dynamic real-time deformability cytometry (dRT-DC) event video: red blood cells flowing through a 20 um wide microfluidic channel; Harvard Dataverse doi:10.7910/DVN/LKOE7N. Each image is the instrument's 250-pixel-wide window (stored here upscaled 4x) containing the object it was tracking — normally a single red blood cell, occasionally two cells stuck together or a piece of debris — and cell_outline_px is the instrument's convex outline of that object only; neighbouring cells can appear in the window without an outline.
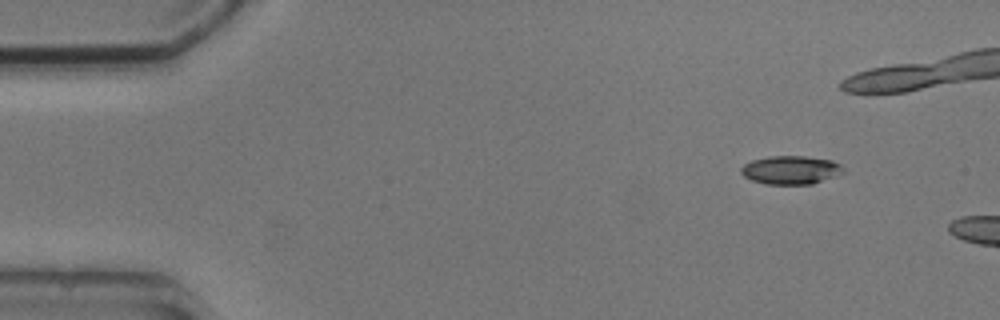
{"species": "common noctule bat (a hibernating species)", "species_latin": "Nyctalus noctula", "temperature_condition": "cold", "stored_images_in_passage": 3, "camera_frame_rate_fps": 3000, "um_per_image_px": 0.085, "animal": {"sex": "male", "body_mass_g": 20.5, "forearm_length_mm": 52.5}, "frame": {"image": 1, "passage_image": 1, "time_ms": 0.0, "image_size_px": [1000, 320], "cell_outline_px": [[844, 172], [812, 184], [764, 184], [752, 180], [744, 176], [740, 172], [740, 168], [744, 164], [752, 160], [768, 156], [804, 156], [832, 160], [840, 164], [844, 168]], "centroid_in_image_um": [67.19, 14.44], "position_along_channel_um": 17.8, "area_um2": 16.94}}